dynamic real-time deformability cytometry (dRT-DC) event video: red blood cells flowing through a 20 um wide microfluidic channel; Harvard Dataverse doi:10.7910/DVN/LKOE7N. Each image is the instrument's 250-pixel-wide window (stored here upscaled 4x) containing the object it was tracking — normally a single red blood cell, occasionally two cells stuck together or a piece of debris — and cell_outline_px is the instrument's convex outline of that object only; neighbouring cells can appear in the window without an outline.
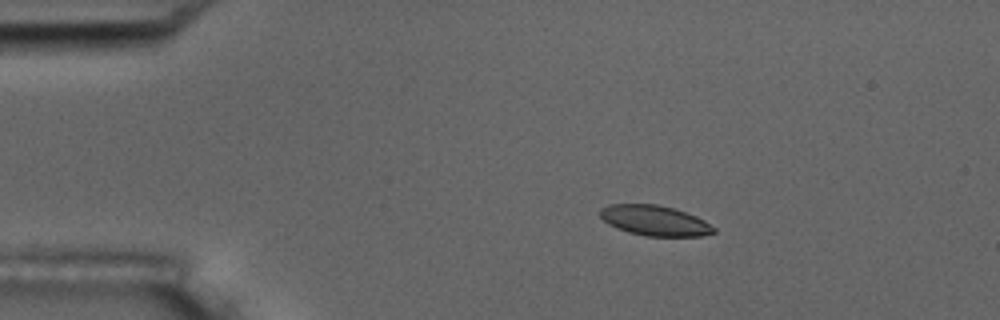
{"species": "common noctule bat (a hibernating species)", "species_latin": "Nyctalus noctula", "temperature_condition": "room temperature", "stored_images_in_passage": 5, "camera_frame_rate_fps": 3000, "um_per_image_px": 0.085, "animal": {"sex": "male", "body_mass_g": 17.5, "forearm_length_mm": 52.3}, "frame": {"image": 1, "passage_image": 2, "time_ms": 1.333, "image_size_px": [1000, 320], "cell_outline_px": [[716, 232], [700, 236], [644, 236], [628, 232], [616, 228], [608, 224], [600, 216], [600, 208], [608, 204], [656, 204], [672, 208], [696, 216], [704, 220], [716, 228]], "centroid_in_image_um": [55.63, 18.75], "position_along_channel_um": 29.4, "area_um2": 20.06}}